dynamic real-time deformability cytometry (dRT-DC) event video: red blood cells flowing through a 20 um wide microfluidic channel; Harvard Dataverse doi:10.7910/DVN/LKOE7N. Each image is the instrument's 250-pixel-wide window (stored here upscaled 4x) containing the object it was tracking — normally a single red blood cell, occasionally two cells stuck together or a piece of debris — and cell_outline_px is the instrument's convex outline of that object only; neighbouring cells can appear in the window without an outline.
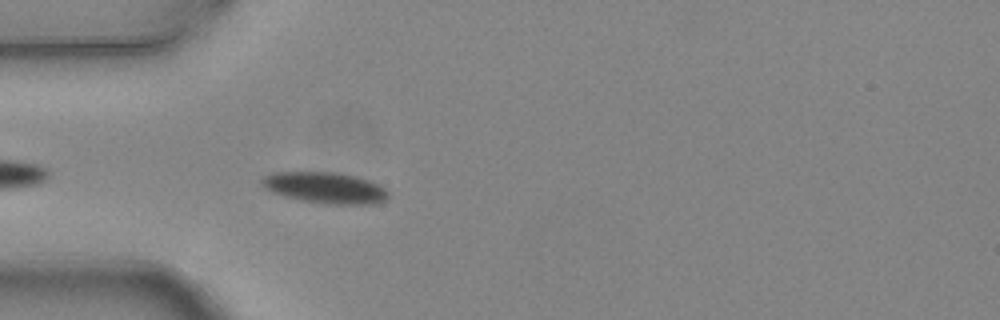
{"species": "common noctule bat (a hibernating species)", "species_latin": "Nyctalus noctula", "temperature_condition": "warm", "stored_images_in_passage": 5, "camera_frame_rate_fps": 3000, "um_per_image_px": 0.085, "animal": {"sex": "female", "body_mass_g": 24.6, "forearm_length_mm": 56.2}, "frame": {"image": 1, "passage_image": 5, "time_ms": 1.333, "image_size_px": [1000, 320], "cell_outline_px": [[388, 196], [384, 200], [376, 204], [324, 204], [300, 200], [284, 196], [272, 192], [264, 188], [260, 184], [260, 180], [264, 176], [276, 172], [336, 172], [368, 180], [380, 184], [388, 192]], "centroid_in_image_um": [27.61, 15.96], "position_along_channel_um": 57.4, "area_um2": 23.0}}